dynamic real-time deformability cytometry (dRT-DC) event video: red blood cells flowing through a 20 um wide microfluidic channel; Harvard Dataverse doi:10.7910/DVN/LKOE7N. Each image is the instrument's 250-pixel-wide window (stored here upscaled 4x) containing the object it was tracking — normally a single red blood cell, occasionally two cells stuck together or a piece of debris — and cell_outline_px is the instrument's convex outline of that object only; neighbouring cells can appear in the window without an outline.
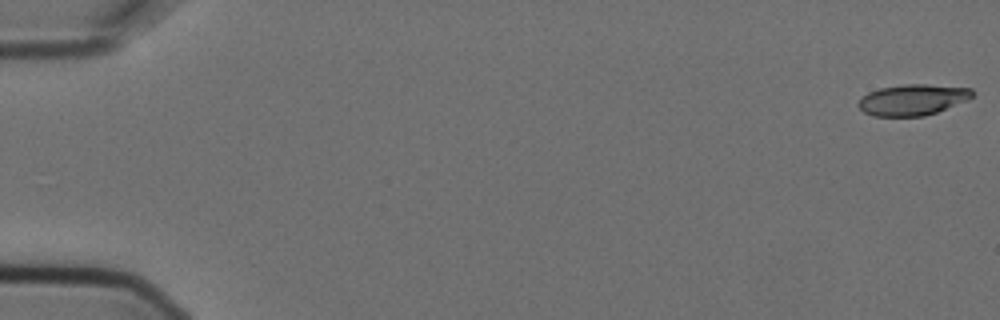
{"species": "Egyptian fruit bat (a non-hibernating species)", "species_latin": "Rousettus aegyptiacus", "temperature_condition": "cold", "stored_images_in_passage": 3, "camera_frame_rate_fps": 3000, "um_per_image_px": 0.085, "animal": {"sex": "female"}, "frame": {"image": 1, "passage_image": 1, "time_ms": 0.0, "image_size_px": [1000, 320], "cell_outline_px": [[972, 96], [968, 100], [936, 112], [924, 116], [872, 116], [864, 112], [856, 104], [868, 92], [880, 88], [904, 84], [928, 84], [972, 88]], "centroid_in_image_um": [77.57, 8.48], "position_along_channel_um": 7.4, "area_um2": 20.52}}